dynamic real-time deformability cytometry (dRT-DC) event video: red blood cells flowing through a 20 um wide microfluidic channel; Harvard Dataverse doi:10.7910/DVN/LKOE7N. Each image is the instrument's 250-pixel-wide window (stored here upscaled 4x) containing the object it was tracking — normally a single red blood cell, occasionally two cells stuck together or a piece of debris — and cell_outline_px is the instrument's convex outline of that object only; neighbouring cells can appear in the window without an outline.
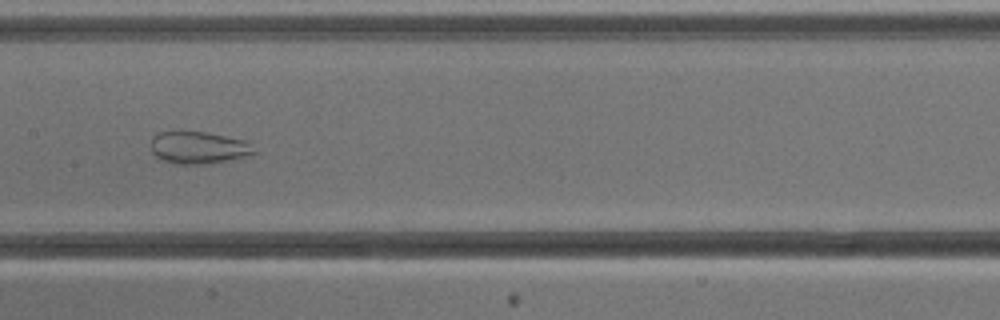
{"species": "common noctule bat (a hibernating species)", "species_latin": "Nyctalus noctula", "temperature_condition": "cold", "stored_images_in_passage": 9, "camera_frame_rate_fps": 3000, "um_per_image_px": 0.085, "animal": {"sex": "male", "body_mass_g": 13.3}, "frame": {"image": 1, "passage_image": 6, "time_ms": 6.667, "image_size_px": [1000, 320], "cell_outline_px": [[256, 152], [248, 156], [232, 160], [208, 164], [176, 164], [164, 160], [156, 156], [152, 152], [152, 136], [160, 132], [204, 132], [244, 140]], "centroid_in_image_um": [16.87, 12.57], "position_along_channel_um": 190.5, "area_um2": 19.13}}